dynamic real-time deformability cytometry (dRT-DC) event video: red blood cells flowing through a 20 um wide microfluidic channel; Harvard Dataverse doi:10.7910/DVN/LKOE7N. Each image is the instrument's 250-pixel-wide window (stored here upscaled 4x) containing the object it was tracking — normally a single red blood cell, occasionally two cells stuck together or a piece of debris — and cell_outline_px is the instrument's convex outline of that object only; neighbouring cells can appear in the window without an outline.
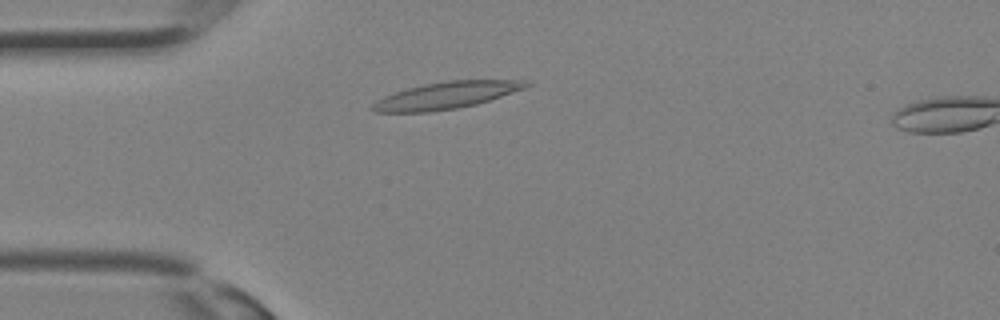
{"species": "Egyptian fruit bat (a non-hibernating species)", "species_latin": "Rousettus aegyptiacus", "temperature_condition": "room temperature", "stored_images_in_passage": 31, "segment_of_instrument_passage": [1, 2], "camera_frame_rate_fps": 3000, "um_per_image_px": 0.085, "animal": {"sex": "female"}, "frame": {"image": 1, "passage_image": 6, "time_ms": 1.667, "image_size_px": [1000, 320], "cell_outline_px": [[532, 84], [524, 88], [476, 104], [456, 108], [428, 112], [376, 112], [368, 108], [376, 100], [384, 96], [408, 88], [424, 84], [448, 80], [532, 80]], "centroid_in_image_um": [37.92, 8.1], "position_along_channel_um": 47.1, "area_um2": 23.93}}
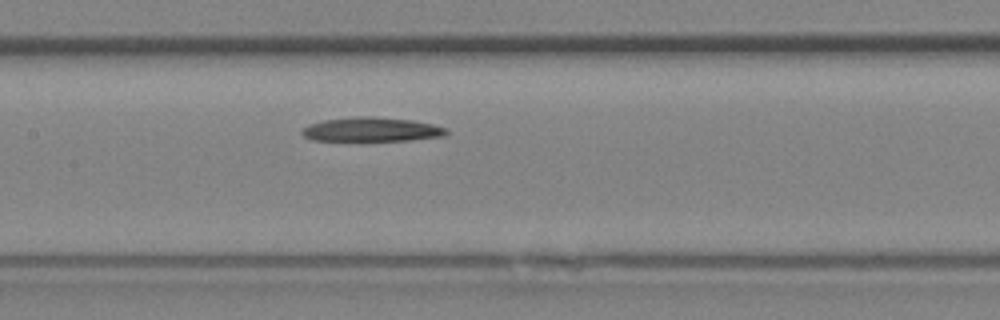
{"frame": {"image": 2, "passage_image": 13, "time_ms": 4.0, "image_size_px": [1000, 320], "cell_outline_px": [[448, 132], [444, 136], [408, 140], [312, 140], [304, 136], [300, 132], [308, 124], [324, 120], [356, 116], [376, 116], [412, 120], [432, 124], [448, 128]], "centroid_in_image_um": [31.59, 10.99], "position_along_channel_um": 175.8, "area_um2": 20.29}}
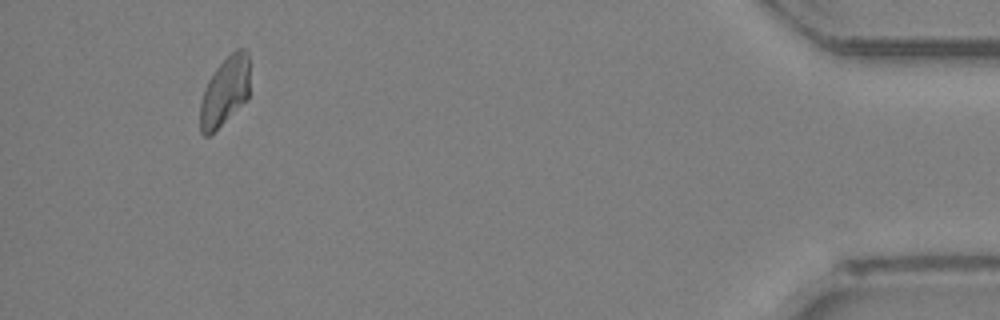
{"frame": {"image": 3, "passage_image": 28, "time_ms": 9.0, "image_size_px": [1000, 320], "cell_outline_px": [[248, 100], [208, 136], [204, 136], [200, 132], [200, 104], [204, 88], [208, 80], [216, 68], [236, 48], [244, 48], [248, 52]], "centroid_in_image_um": [19.1, 7.77], "position_along_channel_um": 416.1, "area_um2": 19.83}}